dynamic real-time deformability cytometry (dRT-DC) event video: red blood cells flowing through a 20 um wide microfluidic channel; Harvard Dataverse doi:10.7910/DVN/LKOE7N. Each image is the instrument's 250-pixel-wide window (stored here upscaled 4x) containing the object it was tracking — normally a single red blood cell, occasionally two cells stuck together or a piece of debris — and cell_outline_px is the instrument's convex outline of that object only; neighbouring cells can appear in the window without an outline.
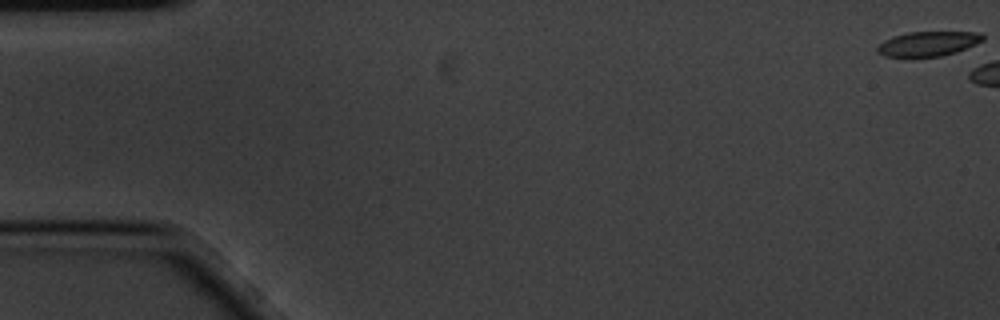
{"species": "common noctule bat (a hibernating species)", "species_latin": "Nyctalus noctula", "temperature_condition": "cold", "stored_images_in_passage": 3, "camera_frame_rate_fps": 3000, "um_per_image_px": 0.085, "animal": {"sex": "male", "body_mass_g": 20.1, "forearm_length_mm": 53.5}, "frame": {"image": 1, "passage_image": 1, "time_ms": 0.0, "image_size_px": [1000, 320], "cell_outline_px": [[984, 40], [956, 52], [940, 56], [912, 60], [884, 56], [876, 52], [876, 48], [884, 40], [892, 36], [908, 32], [980, 32], [984, 36]], "centroid_in_image_um": [78.8, 3.76], "position_along_channel_um": 6.2, "area_um2": 15.84}}